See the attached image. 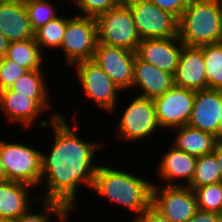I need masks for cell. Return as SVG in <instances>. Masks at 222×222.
Listing matches in <instances>:
<instances>
[{
	"instance_id": "obj_38",
	"label": "cell",
	"mask_w": 222,
	"mask_h": 222,
	"mask_svg": "<svg viewBox=\"0 0 222 222\" xmlns=\"http://www.w3.org/2000/svg\"><path fill=\"white\" fill-rule=\"evenodd\" d=\"M217 139L219 142H222V115L219 123V137Z\"/></svg>"
},
{
	"instance_id": "obj_33",
	"label": "cell",
	"mask_w": 222,
	"mask_h": 222,
	"mask_svg": "<svg viewBox=\"0 0 222 222\" xmlns=\"http://www.w3.org/2000/svg\"><path fill=\"white\" fill-rule=\"evenodd\" d=\"M188 222H219L216 212L198 210Z\"/></svg>"
},
{
	"instance_id": "obj_37",
	"label": "cell",
	"mask_w": 222,
	"mask_h": 222,
	"mask_svg": "<svg viewBox=\"0 0 222 222\" xmlns=\"http://www.w3.org/2000/svg\"><path fill=\"white\" fill-rule=\"evenodd\" d=\"M6 180H7L6 173L4 171L1 156H0V182L6 181Z\"/></svg>"
},
{
	"instance_id": "obj_27",
	"label": "cell",
	"mask_w": 222,
	"mask_h": 222,
	"mask_svg": "<svg viewBox=\"0 0 222 222\" xmlns=\"http://www.w3.org/2000/svg\"><path fill=\"white\" fill-rule=\"evenodd\" d=\"M195 194L198 210L218 212L222 206V182L191 188Z\"/></svg>"
},
{
	"instance_id": "obj_40",
	"label": "cell",
	"mask_w": 222,
	"mask_h": 222,
	"mask_svg": "<svg viewBox=\"0 0 222 222\" xmlns=\"http://www.w3.org/2000/svg\"><path fill=\"white\" fill-rule=\"evenodd\" d=\"M137 219L135 221L132 222H145L144 219L141 216H136Z\"/></svg>"
},
{
	"instance_id": "obj_42",
	"label": "cell",
	"mask_w": 222,
	"mask_h": 222,
	"mask_svg": "<svg viewBox=\"0 0 222 222\" xmlns=\"http://www.w3.org/2000/svg\"><path fill=\"white\" fill-rule=\"evenodd\" d=\"M0 222H12V220L0 219Z\"/></svg>"
},
{
	"instance_id": "obj_41",
	"label": "cell",
	"mask_w": 222,
	"mask_h": 222,
	"mask_svg": "<svg viewBox=\"0 0 222 222\" xmlns=\"http://www.w3.org/2000/svg\"><path fill=\"white\" fill-rule=\"evenodd\" d=\"M14 1H17V0H0V3H10Z\"/></svg>"
},
{
	"instance_id": "obj_24",
	"label": "cell",
	"mask_w": 222,
	"mask_h": 222,
	"mask_svg": "<svg viewBox=\"0 0 222 222\" xmlns=\"http://www.w3.org/2000/svg\"><path fill=\"white\" fill-rule=\"evenodd\" d=\"M207 89L222 90V42L203 46Z\"/></svg>"
},
{
	"instance_id": "obj_30",
	"label": "cell",
	"mask_w": 222,
	"mask_h": 222,
	"mask_svg": "<svg viewBox=\"0 0 222 222\" xmlns=\"http://www.w3.org/2000/svg\"><path fill=\"white\" fill-rule=\"evenodd\" d=\"M28 70L20 64L6 59H0V91L9 88L19 77Z\"/></svg>"
},
{
	"instance_id": "obj_5",
	"label": "cell",
	"mask_w": 222,
	"mask_h": 222,
	"mask_svg": "<svg viewBox=\"0 0 222 222\" xmlns=\"http://www.w3.org/2000/svg\"><path fill=\"white\" fill-rule=\"evenodd\" d=\"M130 8L141 40L178 37L179 19L149 0H123Z\"/></svg>"
},
{
	"instance_id": "obj_2",
	"label": "cell",
	"mask_w": 222,
	"mask_h": 222,
	"mask_svg": "<svg viewBox=\"0 0 222 222\" xmlns=\"http://www.w3.org/2000/svg\"><path fill=\"white\" fill-rule=\"evenodd\" d=\"M153 184L127 172L98 166L92 188L100 195L142 216L151 206Z\"/></svg>"
},
{
	"instance_id": "obj_15",
	"label": "cell",
	"mask_w": 222,
	"mask_h": 222,
	"mask_svg": "<svg viewBox=\"0 0 222 222\" xmlns=\"http://www.w3.org/2000/svg\"><path fill=\"white\" fill-rule=\"evenodd\" d=\"M174 85L193 91L207 89L203 46H183L173 75Z\"/></svg>"
},
{
	"instance_id": "obj_13",
	"label": "cell",
	"mask_w": 222,
	"mask_h": 222,
	"mask_svg": "<svg viewBox=\"0 0 222 222\" xmlns=\"http://www.w3.org/2000/svg\"><path fill=\"white\" fill-rule=\"evenodd\" d=\"M183 46L184 44L178 37L143 39L138 44L136 56L174 75Z\"/></svg>"
},
{
	"instance_id": "obj_20",
	"label": "cell",
	"mask_w": 222,
	"mask_h": 222,
	"mask_svg": "<svg viewBox=\"0 0 222 222\" xmlns=\"http://www.w3.org/2000/svg\"><path fill=\"white\" fill-rule=\"evenodd\" d=\"M173 129L178 131L173 146L195 157L212 153L219 143L215 135L189 125Z\"/></svg>"
},
{
	"instance_id": "obj_35",
	"label": "cell",
	"mask_w": 222,
	"mask_h": 222,
	"mask_svg": "<svg viewBox=\"0 0 222 222\" xmlns=\"http://www.w3.org/2000/svg\"><path fill=\"white\" fill-rule=\"evenodd\" d=\"M215 155L217 163L219 165L220 170V182H222V142H219L214 151L212 152Z\"/></svg>"
},
{
	"instance_id": "obj_22",
	"label": "cell",
	"mask_w": 222,
	"mask_h": 222,
	"mask_svg": "<svg viewBox=\"0 0 222 222\" xmlns=\"http://www.w3.org/2000/svg\"><path fill=\"white\" fill-rule=\"evenodd\" d=\"M41 69L27 71L19 77L9 89L23 95H30V98L35 99L45 110L49 106L48 91L46 82Z\"/></svg>"
},
{
	"instance_id": "obj_6",
	"label": "cell",
	"mask_w": 222,
	"mask_h": 222,
	"mask_svg": "<svg viewBox=\"0 0 222 222\" xmlns=\"http://www.w3.org/2000/svg\"><path fill=\"white\" fill-rule=\"evenodd\" d=\"M42 152L29 146L0 141V156L7 180L39 185Z\"/></svg>"
},
{
	"instance_id": "obj_31",
	"label": "cell",
	"mask_w": 222,
	"mask_h": 222,
	"mask_svg": "<svg viewBox=\"0 0 222 222\" xmlns=\"http://www.w3.org/2000/svg\"><path fill=\"white\" fill-rule=\"evenodd\" d=\"M74 2L83 11L81 16L96 18L99 14L119 6L123 0H74Z\"/></svg>"
},
{
	"instance_id": "obj_1",
	"label": "cell",
	"mask_w": 222,
	"mask_h": 222,
	"mask_svg": "<svg viewBox=\"0 0 222 222\" xmlns=\"http://www.w3.org/2000/svg\"><path fill=\"white\" fill-rule=\"evenodd\" d=\"M51 121L55 142L49 155H41V181H48L44 199L60 202L70 211L75 207L77 185H93L99 165H92V159L99 144L79 138L60 114H54Z\"/></svg>"
},
{
	"instance_id": "obj_21",
	"label": "cell",
	"mask_w": 222,
	"mask_h": 222,
	"mask_svg": "<svg viewBox=\"0 0 222 222\" xmlns=\"http://www.w3.org/2000/svg\"><path fill=\"white\" fill-rule=\"evenodd\" d=\"M196 162L197 157L173 146L163 155L159 166V174L164 177L165 181H172L171 185H179L173 183V180L183 177L189 185L194 177Z\"/></svg>"
},
{
	"instance_id": "obj_19",
	"label": "cell",
	"mask_w": 222,
	"mask_h": 222,
	"mask_svg": "<svg viewBox=\"0 0 222 222\" xmlns=\"http://www.w3.org/2000/svg\"><path fill=\"white\" fill-rule=\"evenodd\" d=\"M29 187L11 180L0 182V219L14 220L29 210Z\"/></svg>"
},
{
	"instance_id": "obj_16",
	"label": "cell",
	"mask_w": 222,
	"mask_h": 222,
	"mask_svg": "<svg viewBox=\"0 0 222 222\" xmlns=\"http://www.w3.org/2000/svg\"><path fill=\"white\" fill-rule=\"evenodd\" d=\"M0 32L9 43L34 39L24 0L0 3Z\"/></svg>"
},
{
	"instance_id": "obj_9",
	"label": "cell",
	"mask_w": 222,
	"mask_h": 222,
	"mask_svg": "<svg viewBox=\"0 0 222 222\" xmlns=\"http://www.w3.org/2000/svg\"><path fill=\"white\" fill-rule=\"evenodd\" d=\"M126 108L119 120L117 137L136 141L160 128L153 99L137 96Z\"/></svg>"
},
{
	"instance_id": "obj_32",
	"label": "cell",
	"mask_w": 222,
	"mask_h": 222,
	"mask_svg": "<svg viewBox=\"0 0 222 222\" xmlns=\"http://www.w3.org/2000/svg\"><path fill=\"white\" fill-rule=\"evenodd\" d=\"M160 9L171 13L178 19L183 14L190 0H149Z\"/></svg>"
},
{
	"instance_id": "obj_23",
	"label": "cell",
	"mask_w": 222,
	"mask_h": 222,
	"mask_svg": "<svg viewBox=\"0 0 222 222\" xmlns=\"http://www.w3.org/2000/svg\"><path fill=\"white\" fill-rule=\"evenodd\" d=\"M35 38L25 41L10 42L5 58L12 60L28 71L41 69L42 53Z\"/></svg>"
},
{
	"instance_id": "obj_4",
	"label": "cell",
	"mask_w": 222,
	"mask_h": 222,
	"mask_svg": "<svg viewBox=\"0 0 222 222\" xmlns=\"http://www.w3.org/2000/svg\"><path fill=\"white\" fill-rule=\"evenodd\" d=\"M95 19L98 43L136 52L141 39L137 33L130 8L124 2L99 14Z\"/></svg>"
},
{
	"instance_id": "obj_11",
	"label": "cell",
	"mask_w": 222,
	"mask_h": 222,
	"mask_svg": "<svg viewBox=\"0 0 222 222\" xmlns=\"http://www.w3.org/2000/svg\"><path fill=\"white\" fill-rule=\"evenodd\" d=\"M76 65L79 80L88 98L93 99L99 108L114 111L117 91L121 89L92 60L79 62Z\"/></svg>"
},
{
	"instance_id": "obj_17",
	"label": "cell",
	"mask_w": 222,
	"mask_h": 222,
	"mask_svg": "<svg viewBox=\"0 0 222 222\" xmlns=\"http://www.w3.org/2000/svg\"><path fill=\"white\" fill-rule=\"evenodd\" d=\"M140 86L141 97L155 99L162 96L174 86L173 74L163 71L152 64L135 57L132 87Z\"/></svg>"
},
{
	"instance_id": "obj_3",
	"label": "cell",
	"mask_w": 222,
	"mask_h": 222,
	"mask_svg": "<svg viewBox=\"0 0 222 222\" xmlns=\"http://www.w3.org/2000/svg\"><path fill=\"white\" fill-rule=\"evenodd\" d=\"M178 38L192 47L222 42V0H190L179 18Z\"/></svg>"
},
{
	"instance_id": "obj_18",
	"label": "cell",
	"mask_w": 222,
	"mask_h": 222,
	"mask_svg": "<svg viewBox=\"0 0 222 222\" xmlns=\"http://www.w3.org/2000/svg\"><path fill=\"white\" fill-rule=\"evenodd\" d=\"M0 108L4 110L9 121L32 126V123L45 110L35 99L30 98V95L16 93L9 88L0 91Z\"/></svg>"
},
{
	"instance_id": "obj_28",
	"label": "cell",
	"mask_w": 222,
	"mask_h": 222,
	"mask_svg": "<svg viewBox=\"0 0 222 222\" xmlns=\"http://www.w3.org/2000/svg\"><path fill=\"white\" fill-rule=\"evenodd\" d=\"M32 30L38 28L57 17L54 6L48 0H24Z\"/></svg>"
},
{
	"instance_id": "obj_25",
	"label": "cell",
	"mask_w": 222,
	"mask_h": 222,
	"mask_svg": "<svg viewBox=\"0 0 222 222\" xmlns=\"http://www.w3.org/2000/svg\"><path fill=\"white\" fill-rule=\"evenodd\" d=\"M220 182V170L213 153L197 157L194 177L190 188H198L204 185Z\"/></svg>"
},
{
	"instance_id": "obj_12",
	"label": "cell",
	"mask_w": 222,
	"mask_h": 222,
	"mask_svg": "<svg viewBox=\"0 0 222 222\" xmlns=\"http://www.w3.org/2000/svg\"><path fill=\"white\" fill-rule=\"evenodd\" d=\"M136 52L97 43L92 59L121 89L132 87Z\"/></svg>"
},
{
	"instance_id": "obj_8",
	"label": "cell",
	"mask_w": 222,
	"mask_h": 222,
	"mask_svg": "<svg viewBox=\"0 0 222 222\" xmlns=\"http://www.w3.org/2000/svg\"><path fill=\"white\" fill-rule=\"evenodd\" d=\"M151 206L171 222H188L198 211L193 190L187 185H153Z\"/></svg>"
},
{
	"instance_id": "obj_14",
	"label": "cell",
	"mask_w": 222,
	"mask_h": 222,
	"mask_svg": "<svg viewBox=\"0 0 222 222\" xmlns=\"http://www.w3.org/2000/svg\"><path fill=\"white\" fill-rule=\"evenodd\" d=\"M222 115V90L205 89L195 92L188 125L219 137Z\"/></svg>"
},
{
	"instance_id": "obj_29",
	"label": "cell",
	"mask_w": 222,
	"mask_h": 222,
	"mask_svg": "<svg viewBox=\"0 0 222 222\" xmlns=\"http://www.w3.org/2000/svg\"><path fill=\"white\" fill-rule=\"evenodd\" d=\"M44 201V206H43V214H33L29 212H25L24 214L20 215L18 218L12 220V222H49L48 221V215L50 213H57L56 215L59 216V219L61 222H65L68 216V209L60 202H55V201H48V200H43Z\"/></svg>"
},
{
	"instance_id": "obj_26",
	"label": "cell",
	"mask_w": 222,
	"mask_h": 222,
	"mask_svg": "<svg viewBox=\"0 0 222 222\" xmlns=\"http://www.w3.org/2000/svg\"><path fill=\"white\" fill-rule=\"evenodd\" d=\"M67 18L56 17L34 32V38L39 48L49 46L54 49L61 46L65 34Z\"/></svg>"
},
{
	"instance_id": "obj_34",
	"label": "cell",
	"mask_w": 222,
	"mask_h": 222,
	"mask_svg": "<svg viewBox=\"0 0 222 222\" xmlns=\"http://www.w3.org/2000/svg\"><path fill=\"white\" fill-rule=\"evenodd\" d=\"M141 217L145 222H171L168 218L157 212L152 206H150Z\"/></svg>"
},
{
	"instance_id": "obj_10",
	"label": "cell",
	"mask_w": 222,
	"mask_h": 222,
	"mask_svg": "<svg viewBox=\"0 0 222 222\" xmlns=\"http://www.w3.org/2000/svg\"><path fill=\"white\" fill-rule=\"evenodd\" d=\"M195 92L174 85L162 96L155 98L156 118L159 126L173 129L188 125Z\"/></svg>"
},
{
	"instance_id": "obj_36",
	"label": "cell",
	"mask_w": 222,
	"mask_h": 222,
	"mask_svg": "<svg viewBox=\"0 0 222 222\" xmlns=\"http://www.w3.org/2000/svg\"><path fill=\"white\" fill-rule=\"evenodd\" d=\"M9 42L5 39V37L0 32V59L5 57L6 50L8 48Z\"/></svg>"
},
{
	"instance_id": "obj_7",
	"label": "cell",
	"mask_w": 222,
	"mask_h": 222,
	"mask_svg": "<svg viewBox=\"0 0 222 222\" xmlns=\"http://www.w3.org/2000/svg\"><path fill=\"white\" fill-rule=\"evenodd\" d=\"M98 43L96 19L87 16L67 18L61 48L69 64L90 61Z\"/></svg>"
},
{
	"instance_id": "obj_39",
	"label": "cell",
	"mask_w": 222,
	"mask_h": 222,
	"mask_svg": "<svg viewBox=\"0 0 222 222\" xmlns=\"http://www.w3.org/2000/svg\"><path fill=\"white\" fill-rule=\"evenodd\" d=\"M217 215L219 222H222V206L220 207V210L217 212Z\"/></svg>"
}]
</instances>
